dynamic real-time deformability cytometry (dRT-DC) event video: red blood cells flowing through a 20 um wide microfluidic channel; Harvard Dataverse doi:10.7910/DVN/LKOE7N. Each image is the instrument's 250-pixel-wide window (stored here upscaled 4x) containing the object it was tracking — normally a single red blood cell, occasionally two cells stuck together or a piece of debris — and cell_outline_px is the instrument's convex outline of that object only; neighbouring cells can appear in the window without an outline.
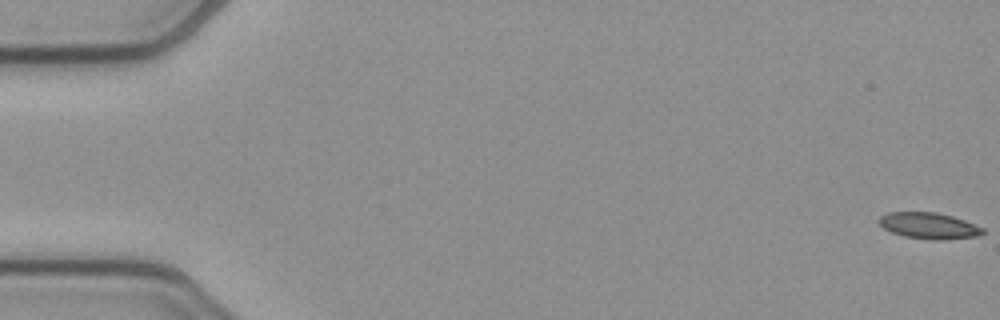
{"species": "common noctule bat (a hibernating species)", "species_latin": "Nyctalus noctula", "temperature_condition": "cold", "stored_images_in_passage": 53, "camera_frame_rate_fps": 3000, "um_per_image_px": 0.085, "animal": {"sex": "female", "body_mass_g": 21.9}, "frame": {"image": 1, "passage_image": 1, "time_ms": 0.0, "image_size_px": [1000, 320], "cell_outline_px": [[984, 232], [980, 236], [944, 240], [932, 240], [904, 236], [892, 232], [884, 228], [876, 220], [880, 216], [888, 212], [936, 212], [952, 216], [964, 220], [984, 228]], "centroid_in_image_um": [78.96, 19.19], "position_along_channel_um": 6.0, "area_um2": 15.95}}
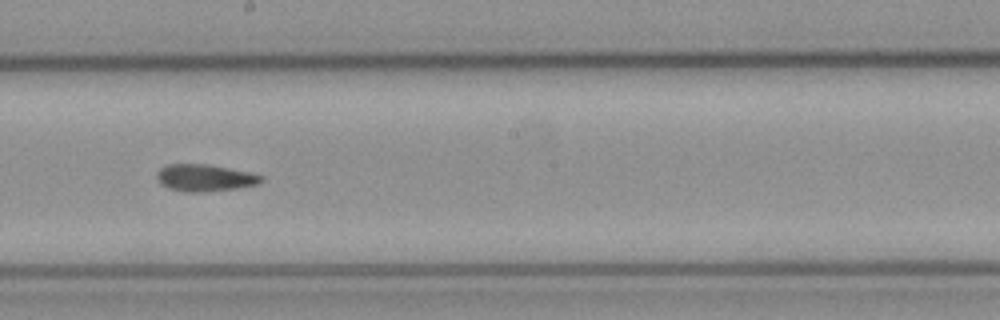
{"frame": {"image": 2, "passage_image": 30, "time_ms": 9.667, "image_size_px": [1000, 320], "cell_outline_px": [[264, 180], [260, 184], [236, 188], [200, 192], [184, 192], [168, 188], [160, 184], [156, 180], [156, 172], [160, 168], [168, 164], [208, 164], [252, 172], [264, 176]], "centroid_in_image_um": [17.41, 15.11], "position_along_channel_um": 230.8, "area_um2": 16.7}}
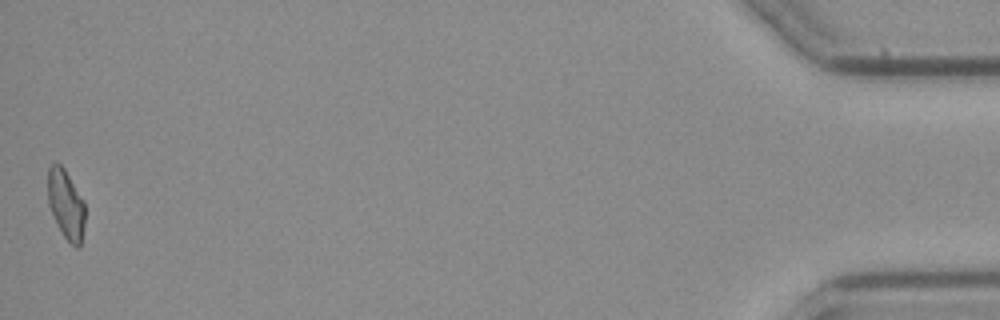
{"frame": {"image": 3, "passage_image": 53, "time_ms": 17.333, "image_size_px": [1000, 320], "cell_outline_px": [[84, 224], [80, 248], [76, 248], [64, 236], [56, 224], [48, 204], [48, 168], [52, 164], [60, 164], [64, 168], [84, 200]], "centroid_in_image_um": [5.6, 17.38], "position_along_channel_um": 429.6, "area_um2": 14.97}, "authors_computed_cell_mechanics": {"area_um2": 16.2996, "velocity_mm_per_s": 3.9024, "shape_relaxation_time_tau1_ms": null, "shape_relaxation_time_tau2_ms": 7.0561, "deformation_change_tau1": null, "deformation_change_tau2": 0.151}}